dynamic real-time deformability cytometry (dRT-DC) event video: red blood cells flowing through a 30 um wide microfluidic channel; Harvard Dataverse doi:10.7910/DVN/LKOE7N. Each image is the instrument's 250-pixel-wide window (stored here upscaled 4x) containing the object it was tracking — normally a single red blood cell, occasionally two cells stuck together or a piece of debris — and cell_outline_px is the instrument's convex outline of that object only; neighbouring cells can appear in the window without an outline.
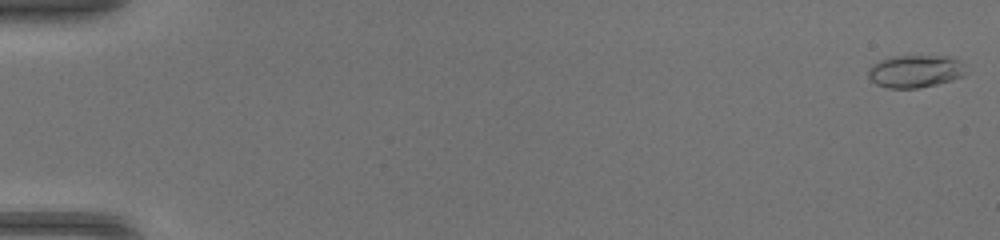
{"species": "common noctule bat (a hibernating species)", "species_latin": "Nyctalus noctula", "temperature_condition": "warm", "stored_images_in_passage": 50, "camera_frame_rate_fps": 3000, "um_per_image_px": 0.085, "animal": {"sex": "female", "body_mass_g": 17.0, "forearm_length_mm": 48.0}, "frame": {"image": 1, "passage_image": 1, "time_ms": 0.0, "image_size_px": [1000, 240], "cell_outline_px": [[968, 72], [964, 76], [952, 80], [920, 88], [888, 88], [876, 84], [868, 76], [868, 68], [872, 64], [888, 56], [952, 56], [960, 60]], "centroid_in_image_um": [77.82, 6.05], "position_along_channel_um": 7.2, "area_um2": 18.84}}
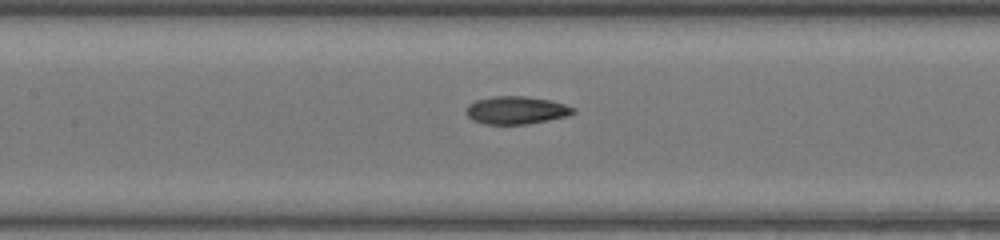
{"frame": {"image": 2, "passage_image": 25, "time_ms": 8.0, "image_size_px": [1000, 240], "cell_outline_px": [[576, 112], [568, 116], [528, 124], [484, 124], [472, 120], [468, 116], [468, 104], [476, 100], [496, 96], [524, 96], [548, 100], [564, 104], [576, 108]], "centroid_in_image_um": [43.91, 9.37], "position_along_channel_um": 163.5, "area_um2": 17.22}}
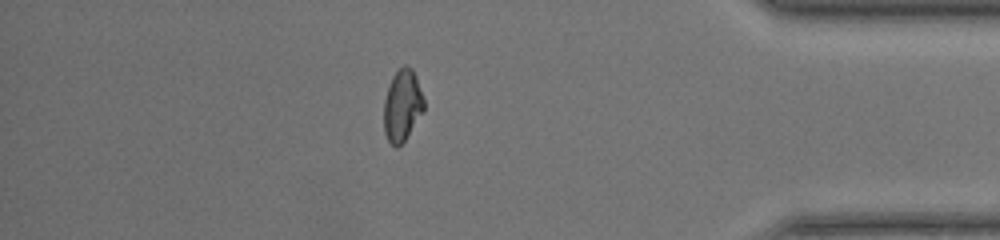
{"frame": {"image": 3, "passage_image": 44, "time_ms": 14.333, "image_size_px": [1000, 240], "cell_outline_px": [[424, 112], [404, 140], [396, 148], [388, 140], [384, 132], [384, 100], [392, 76], [404, 64], [412, 68], [416, 76], [424, 100]], "centroid_in_image_um": [34.2, 8.95], "position_along_channel_um": 401.0, "area_um2": 16.65}, "authors_computed_cell_mechanics": {"area_um2": 17.051, "velocity_mm_per_s": 4.2651, "shape_relaxation_time_tau1_ms": null, "shape_relaxation_time_tau2_ms": 1.8768, "deformation_change_tau1": null, "deformation_change_tau2": 0.0667}}